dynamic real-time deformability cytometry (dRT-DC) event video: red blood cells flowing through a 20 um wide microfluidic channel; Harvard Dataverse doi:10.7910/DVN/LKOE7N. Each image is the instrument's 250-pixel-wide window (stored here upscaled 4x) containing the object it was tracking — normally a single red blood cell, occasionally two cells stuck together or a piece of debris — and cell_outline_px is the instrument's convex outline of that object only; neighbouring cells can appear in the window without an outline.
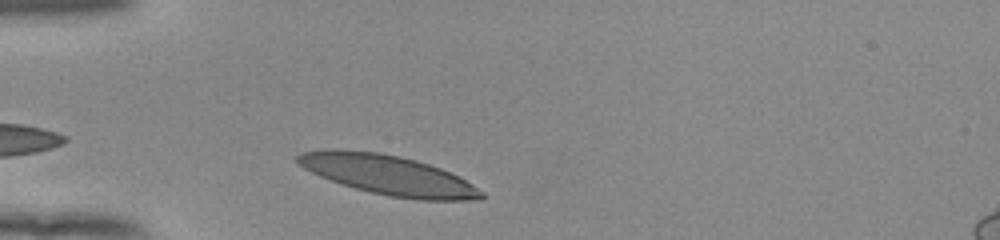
{"species": "human", "species_latin": "Homo sapiens", "temperature_condition": "room temperature", "stored_images_in_passage": 30, "camera_frame_rate_fps": 3000, "um_per_image_px": 0.085, "donor": {"sex": "female"}, "frame": {"image": 1, "passage_image": 2, "time_ms": 0.333, "image_size_px": [1000, 240], "cell_outline_px": [[484, 196], [480, 200], [416, 200], [388, 196], [356, 188], [320, 176], [304, 168], [296, 160], [296, 156], [300, 152], [328, 148], [340, 148], [380, 152], [400, 156], [416, 160], [440, 168], [472, 184], [484, 192]], "centroid_in_image_um": [32.97, 14.86], "position_along_channel_um": 52.0, "area_um2": 42.43}}
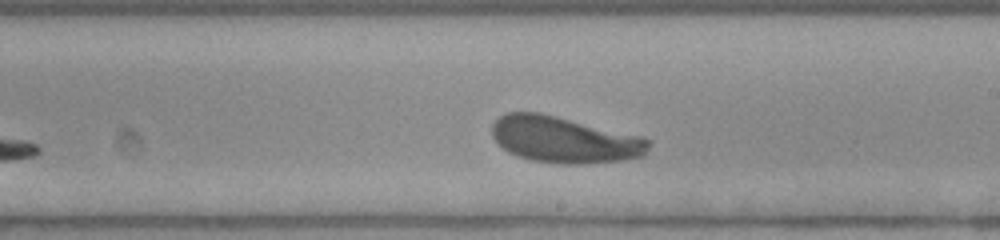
{"frame": {"image": 2, "passage_image": 18, "time_ms": 5.667, "image_size_px": [1000, 240], "cell_outline_px": [[652, 140], [644, 156], [620, 160], [580, 164], [560, 164], [532, 160], [516, 156], [508, 152], [492, 136], [492, 124], [504, 112], [540, 112], [640, 136]], "centroid_in_image_um": [47.95, 11.87], "position_along_channel_um": 241.1, "area_um2": 42.14}}
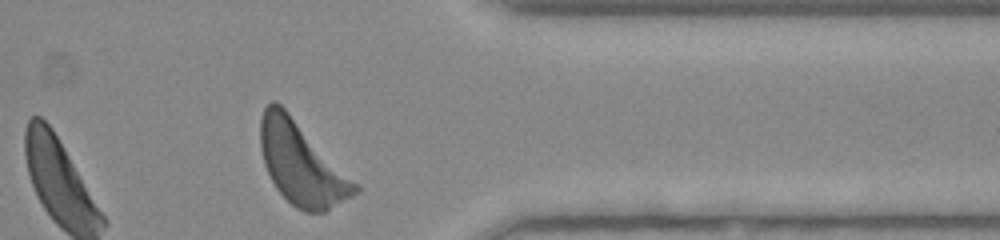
{"frame": {"image": 3, "passage_image": 30, "time_ms": 9.667, "image_size_px": [1000, 240], "cell_outline_px": [[360, 192], [324, 212], [304, 212], [296, 208], [276, 188], [264, 164], [260, 148], [260, 120], [264, 108], [272, 100], [276, 100], [360, 184]], "centroid_in_image_um": [25.65, 13.92], "position_along_channel_um": 385.7, "area_um2": 45.32}, "authors_computed_cell_mechanics": {"area_um2": 41.7605, "velocity_mm_per_s": 3.8623, "shape_relaxation_time_tau1_ms": 2.4041, "shape_relaxation_time_tau2_ms": 4.478, "deformation_change_tau1": 0.1396, "deformation_change_tau2": 0.1336}}